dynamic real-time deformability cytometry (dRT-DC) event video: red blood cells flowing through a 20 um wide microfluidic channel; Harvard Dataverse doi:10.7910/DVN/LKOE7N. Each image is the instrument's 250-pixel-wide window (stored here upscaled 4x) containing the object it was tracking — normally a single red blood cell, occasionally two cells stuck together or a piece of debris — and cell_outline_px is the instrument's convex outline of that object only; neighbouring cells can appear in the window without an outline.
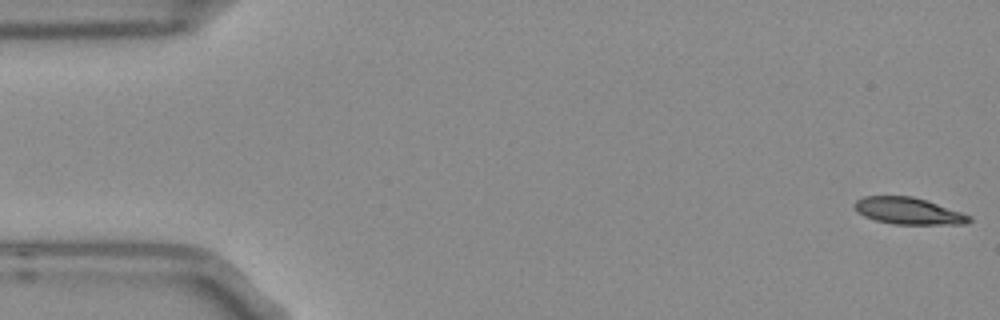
{"species": "Egyptian fruit bat (a non-hibernating species)", "species_latin": "Rousettus aegyptiacus", "temperature_condition": "room temperature", "stored_images_in_passage": 16, "camera_frame_rate_fps": 3000, "um_per_image_px": 0.085, "frame": {"image": 1, "passage_image": 1, "time_ms": 0.0, "image_size_px": [1000, 320], "cell_outline_px": [[972, 220], [968, 224], [896, 224], [876, 220], [864, 216], [856, 212], [856, 200], [864, 196], [912, 196], [972, 216]], "centroid_in_image_um": [77.22, 17.94], "position_along_channel_um": 7.8, "area_um2": 17.57}}
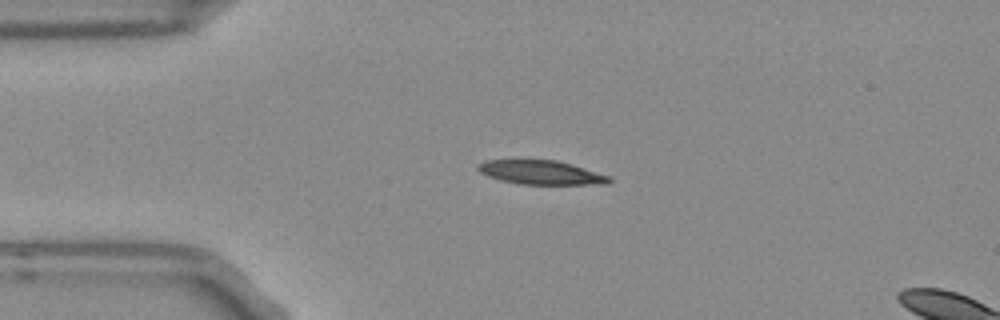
{"frame": {"image": 2, "passage_image": 12, "time_ms": 3.667, "image_size_px": [1000, 320], "cell_outline_px": [[612, 180], [608, 184], [520, 184], [500, 180], [488, 176], [480, 172], [476, 168], [476, 164], [484, 160], [512, 156], [520, 156], [556, 160], [572, 164], [612, 176]], "centroid_in_image_um": [45.88, 14.59], "position_along_channel_um": 39.1, "area_um2": 19.65}}